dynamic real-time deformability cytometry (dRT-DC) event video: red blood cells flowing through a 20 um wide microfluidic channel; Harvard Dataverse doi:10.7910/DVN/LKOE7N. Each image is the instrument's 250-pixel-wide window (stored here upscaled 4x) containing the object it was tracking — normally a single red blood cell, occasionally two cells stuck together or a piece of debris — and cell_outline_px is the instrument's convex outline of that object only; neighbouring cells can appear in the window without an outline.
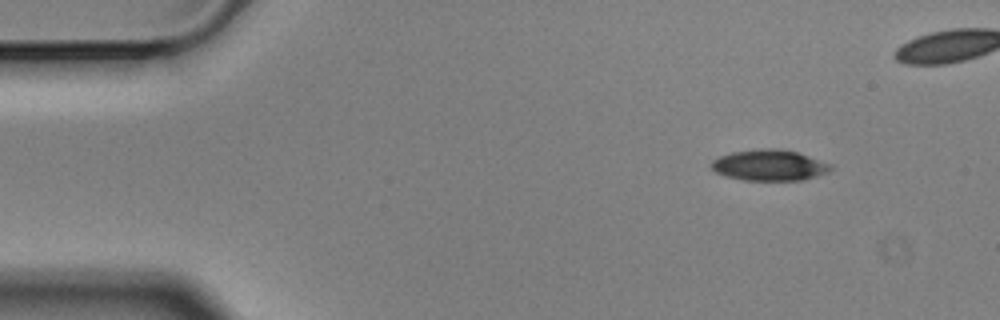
{"species": "Egyptian fruit bat (a non-hibernating species)", "species_latin": "Rousettus aegyptiacus", "temperature_condition": "cold", "stored_images_in_passage": 5, "camera_frame_rate_fps": 3000, "um_per_image_px": 0.085, "animal": {"sex": "male"}, "frame": {"image": 1, "passage_image": 1, "time_ms": 0.0, "image_size_px": [1000, 320], "cell_outline_px": [[832, 168], [828, 172], [804, 180], [744, 180], [728, 176], [716, 172], [712, 168], [712, 160], [720, 156], [732, 152], [760, 148], [776, 148], [796, 152], [832, 164]], "centroid_in_image_um": [65.41, 14.04], "position_along_channel_um": 19.6, "area_um2": 21.33}}